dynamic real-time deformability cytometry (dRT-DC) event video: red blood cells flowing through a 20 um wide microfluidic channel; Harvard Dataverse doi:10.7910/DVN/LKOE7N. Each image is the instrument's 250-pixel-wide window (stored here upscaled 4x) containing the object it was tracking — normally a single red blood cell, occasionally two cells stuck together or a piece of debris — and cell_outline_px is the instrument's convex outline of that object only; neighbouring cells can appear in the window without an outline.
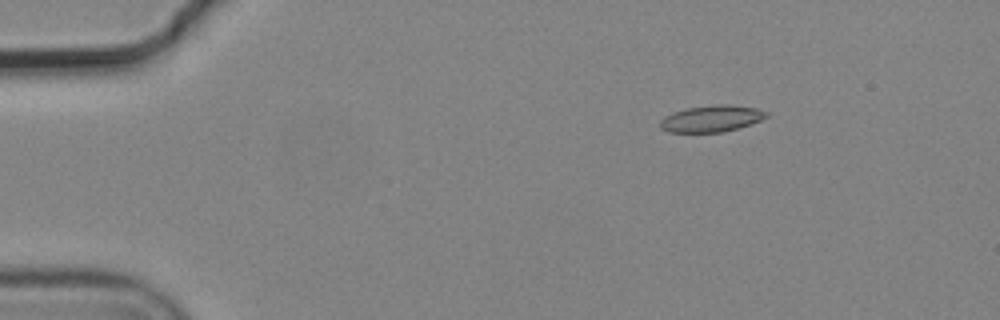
{"species": "common noctule bat (a hibernating species)", "species_latin": "Nyctalus noctula", "temperature_condition": "cold", "stored_images_in_passage": 7, "camera_frame_rate_fps": 3000, "um_per_image_px": 0.085, "animal": {"sex": "male", "body_mass_g": 19.2, "forearm_length_mm": 51.8}, "frame": {"image": 1, "passage_image": 3, "time_ms": 0.667, "image_size_px": [1000, 320], "cell_outline_px": [[768, 116], [760, 120], [724, 132], [668, 132], [660, 128], [660, 120], [664, 116], [672, 112], [688, 108], [716, 104], [728, 104], [756, 108], [768, 112]], "centroid_in_image_um": [60.44, 10.08], "position_along_channel_um": 24.6, "area_um2": 16.36}}
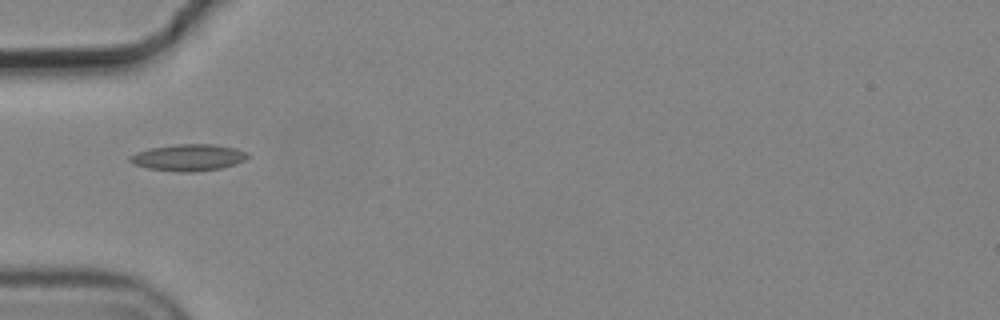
{"frame": {"image": 2, "passage_image": 6, "time_ms": 1.667, "image_size_px": [1000, 320], "cell_outline_px": [[248, 156], [244, 160], [236, 164], [220, 168], [196, 172], [176, 172], [148, 168], [136, 164], [128, 160], [128, 156], [136, 152], [148, 148], [176, 144], [212, 144], [236, 148], [248, 152]], "centroid_in_image_um": [16.01, 13.38], "position_along_channel_um": 69.0, "area_um2": 18.38}}
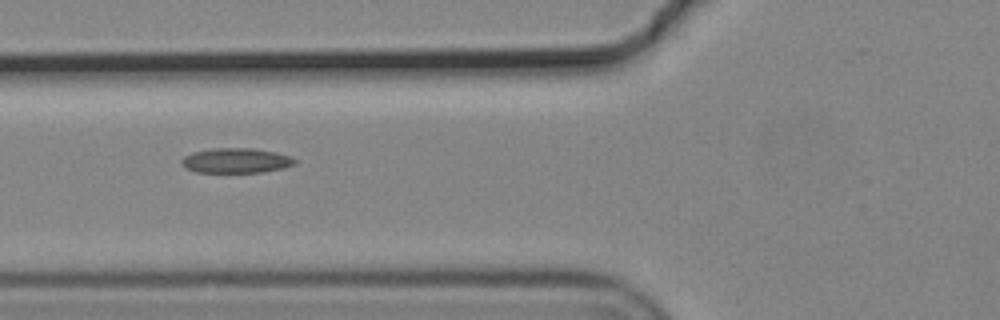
{"frame": {"image": 3, "passage_image": 7, "time_ms": 2.0, "image_size_px": [1000, 320], "cell_outline_px": [[296, 164], [284, 168], [260, 172], [196, 172], [184, 168], [180, 164], [180, 160], [184, 156], [192, 152], [212, 148], [252, 148], [276, 152], [292, 156], [296, 160]], "centroid_in_image_um": [20.05, 13.64], "position_along_channel_um": 105.8, "area_um2": 16.65}}